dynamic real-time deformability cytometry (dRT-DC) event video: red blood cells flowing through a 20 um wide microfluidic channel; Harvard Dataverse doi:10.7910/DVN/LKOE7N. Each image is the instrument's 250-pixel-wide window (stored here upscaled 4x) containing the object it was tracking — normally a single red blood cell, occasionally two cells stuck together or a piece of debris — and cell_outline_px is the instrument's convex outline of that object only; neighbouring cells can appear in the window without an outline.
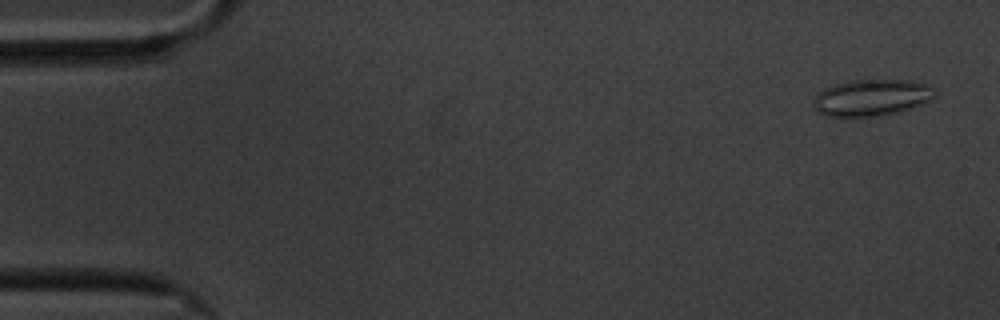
{"species": "common noctule bat (a hibernating species)", "species_latin": "Nyctalus noctula", "temperature_condition": "cold", "stored_images_in_passage": 60, "camera_frame_rate_fps": 3000, "um_per_image_px": 0.085, "animal": {"sex": "male", "body_mass_g": 20.1, "forearm_length_mm": 53.5}, "frame": {"image": 1, "passage_image": 3, "time_ms": 0.667, "image_size_px": [1000, 320], "cell_outline_px": [[936, 96], [912, 108], [896, 112], [876, 116], [824, 116], [816, 112], [816, 96], [824, 88], [848, 80], [912, 80], [936, 88]], "centroid_in_image_um": [74.11, 8.29], "position_along_channel_um": 10.9, "area_um2": 25.61}}
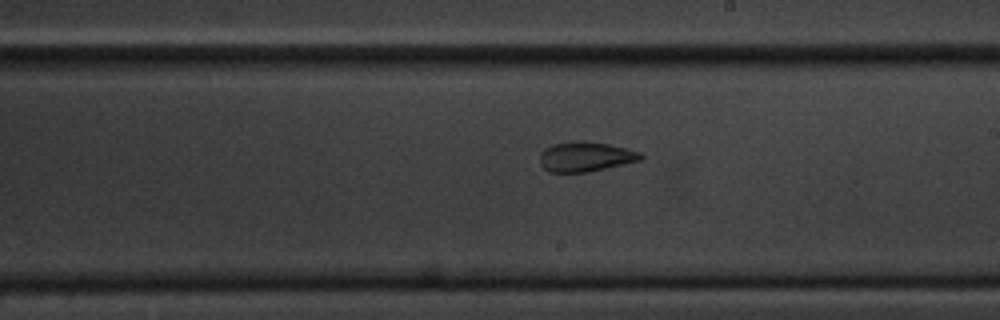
{"frame": {"image": 2, "passage_image": 34, "time_ms": 11.0, "image_size_px": [1000, 320], "cell_outline_px": [[644, 160], [588, 172], [548, 172], [540, 164], [540, 152], [544, 148], [552, 144], [580, 140], [584, 140], [608, 144], [640, 152], [644, 156]], "centroid_in_image_um": [49.77, 13.32], "position_along_channel_um": 239.2, "area_um2": 17.74}}
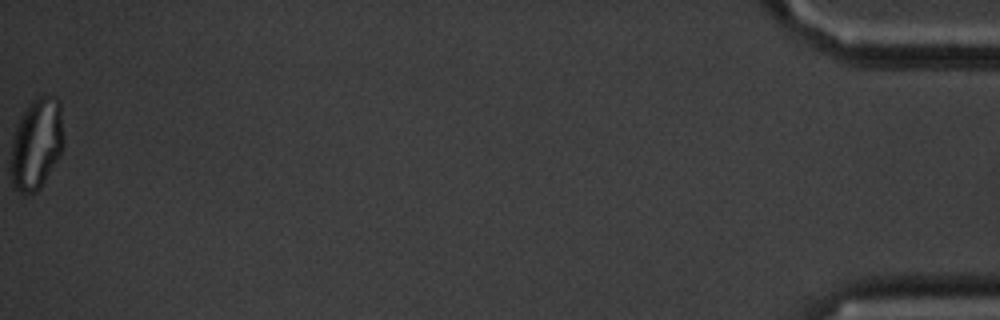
{"frame": {"image": 3, "passage_image": 60, "time_ms": 19.667, "image_size_px": [1000, 320], "cell_outline_px": [[64, 148], [40, 188], [36, 192], [24, 196], [12, 184], [12, 140], [20, 116], [28, 104], [32, 100], [40, 96], [56, 96], [60, 100], [64, 136]], "centroid_in_image_um": [3.14, 12.21], "position_along_channel_um": 432.1, "area_um2": 28.21}, "authors_computed_cell_mechanics": {"area_um2": 21.7617, "velocity_mm_per_s": 3.3661, "shape_relaxation_time_tau1_ms": null, "shape_relaxation_time_tau2_ms": 2.6929, "deformation_change_tau1": null, "deformation_change_tau2": 0.0706}}